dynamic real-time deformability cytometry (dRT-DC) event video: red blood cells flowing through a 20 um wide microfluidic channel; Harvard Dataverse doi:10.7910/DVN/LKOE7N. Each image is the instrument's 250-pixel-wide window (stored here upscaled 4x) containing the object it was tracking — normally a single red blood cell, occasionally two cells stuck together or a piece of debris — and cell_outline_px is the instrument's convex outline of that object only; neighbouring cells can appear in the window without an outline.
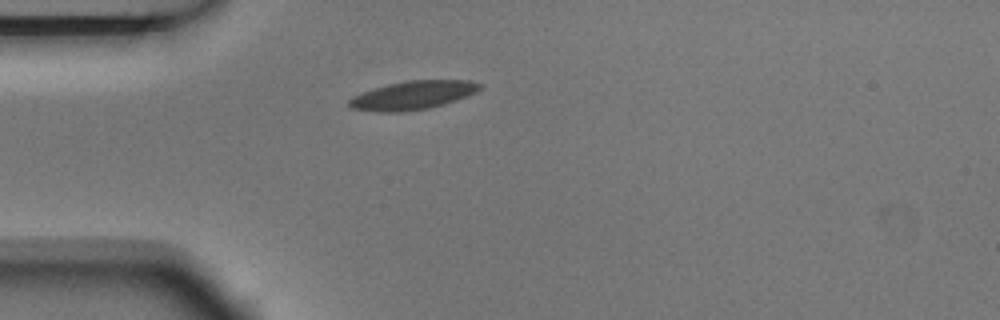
{"species": "Egyptian fruit bat (a non-hibernating species)", "species_latin": "Rousettus aegyptiacus", "temperature_condition": "room temperature", "stored_images_in_passage": 2, "camera_frame_rate_fps": 3000, "um_per_image_px": 0.085, "animal": {"sex": "male"}, "frame": {"image": 1, "passage_image": 1, "time_ms": 0.0, "image_size_px": [1000, 320], "cell_outline_px": [[484, 84], [476, 92], [468, 96], [444, 104], [428, 108], [400, 112], [376, 112], [352, 108], [348, 104], [348, 100], [352, 96], [388, 84], [408, 80], [472, 80]], "centroid_in_image_um": [35.13, 8.09], "position_along_channel_um": 49.9, "area_um2": 21.73}}